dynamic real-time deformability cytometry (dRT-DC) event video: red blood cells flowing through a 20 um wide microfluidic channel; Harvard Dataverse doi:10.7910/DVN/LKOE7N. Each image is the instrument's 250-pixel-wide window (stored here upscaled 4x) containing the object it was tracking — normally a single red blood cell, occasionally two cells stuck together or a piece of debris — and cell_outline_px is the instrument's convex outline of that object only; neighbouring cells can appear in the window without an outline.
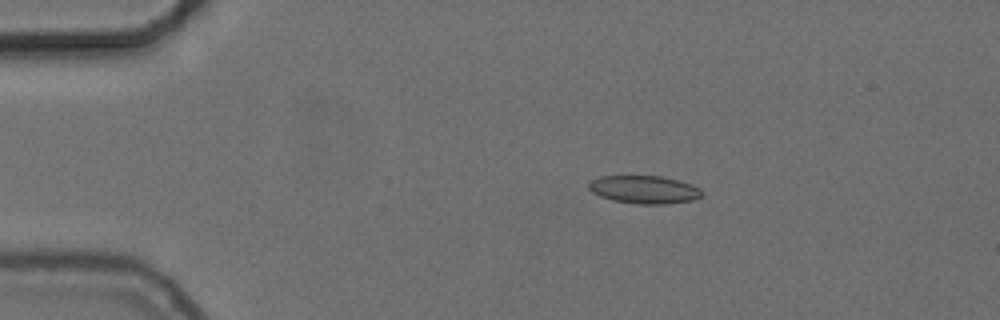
{"species": "common noctule bat (a hibernating species)", "species_latin": "Nyctalus noctula", "temperature_condition": "cold", "stored_images_in_passage": 25, "camera_frame_rate_fps": 3000, "um_per_image_px": 0.085, "animal": {"sex": "female", "body_mass_g": 24.6, "forearm_length_mm": 56.2}, "frame": {"image": 1, "passage_image": 2, "time_ms": 0.333, "image_size_px": [1000, 320], "cell_outline_px": [[704, 196], [692, 200], [668, 204], [636, 204], [612, 200], [600, 196], [592, 192], [588, 188], [588, 184], [592, 180], [600, 176], [660, 176], [680, 180], [700, 188], [704, 192]], "centroid_in_image_um": [54.79, 16.12], "position_along_channel_um": 30.2, "area_um2": 18.61}}
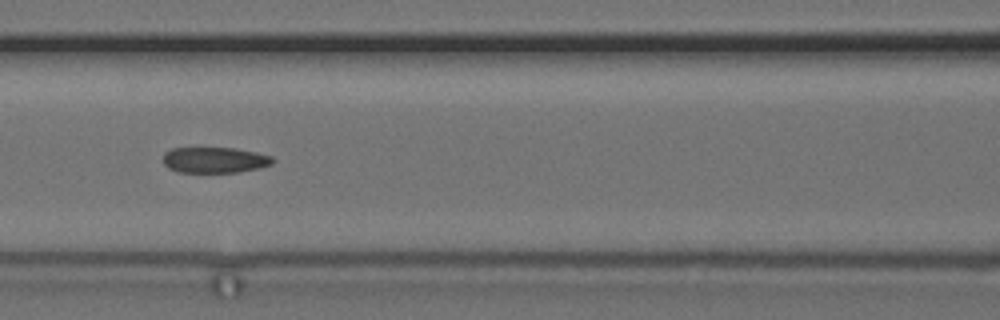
{"frame": {"image": 2, "passage_image": 16, "time_ms": 5.0, "image_size_px": [1000, 320], "cell_outline_px": [[276, 160], [272, 164], [260, 168], [236, 172], [180, 172], [168, 168], [164, 164], [164, 152], [172, 148], [236, 148], [256, 152], [272, 156]], "centroid_in_image_um": [18.28, 13.59], "position_along_channel_um": 148.3, "area_um2": 16.53}}
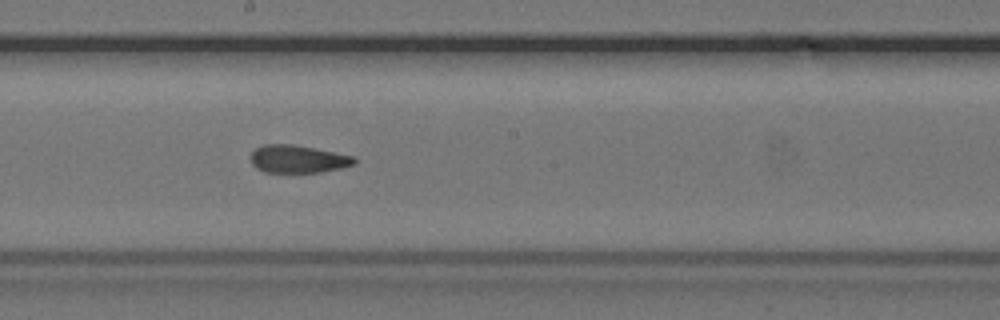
{"frame": {"image": 3, "passage_image": 22, "time_ms": 7.0, "image_size_px": [1000, 320], "cell_outline_px": [[356, 164], [340, 168], [320, 172], [264, 172], [256, 168], [252, 164], [252, 152], [256, 148], [264, 144], [292, 144], [356, 156]], "centroid_in_image_um": [25.35, 13.51], "position_along_channel_um": 222.9, "area_um2": 16.7}}